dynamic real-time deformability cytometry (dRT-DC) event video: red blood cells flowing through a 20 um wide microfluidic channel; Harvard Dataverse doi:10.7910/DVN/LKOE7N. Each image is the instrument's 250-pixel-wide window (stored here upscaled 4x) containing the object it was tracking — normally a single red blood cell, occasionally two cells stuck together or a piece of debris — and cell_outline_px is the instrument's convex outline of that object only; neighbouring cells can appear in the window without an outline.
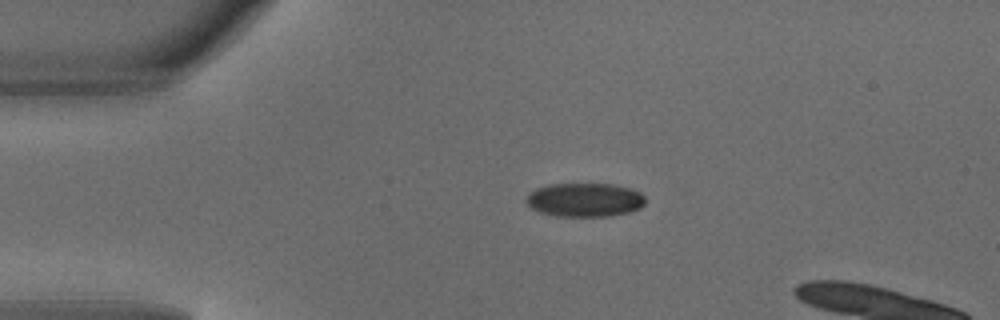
{"species": "common noctule bat (a hibernating species)", "species_latin": "Nyctalus noctula", "temperature_condition": "warm", "stored_images_in_passage": 3, "camera_frame_rate_fps": 3000, "um_per_image_px": 0.085, "animal": {"sex": "male", "body_mass_g": 18.8}, "frame": {"image": 1, "passage_image": 1, "time_ms": 0.0, "image_size_px": [1000, 320], "cell_outline_px": [[644, 204], [640, 208], [632, 212], [608, 216], [556, 216], [540, 212], [532, 208], [524, 200], [528, 192], [536, 188], [548, 184], [612, 184], [632, 188], [640, 192], [644, 196]], "centroid_in_image_um": [49.69, 16.98], "position_along_channel_um": 35.3, "area_um2": 23.7}}